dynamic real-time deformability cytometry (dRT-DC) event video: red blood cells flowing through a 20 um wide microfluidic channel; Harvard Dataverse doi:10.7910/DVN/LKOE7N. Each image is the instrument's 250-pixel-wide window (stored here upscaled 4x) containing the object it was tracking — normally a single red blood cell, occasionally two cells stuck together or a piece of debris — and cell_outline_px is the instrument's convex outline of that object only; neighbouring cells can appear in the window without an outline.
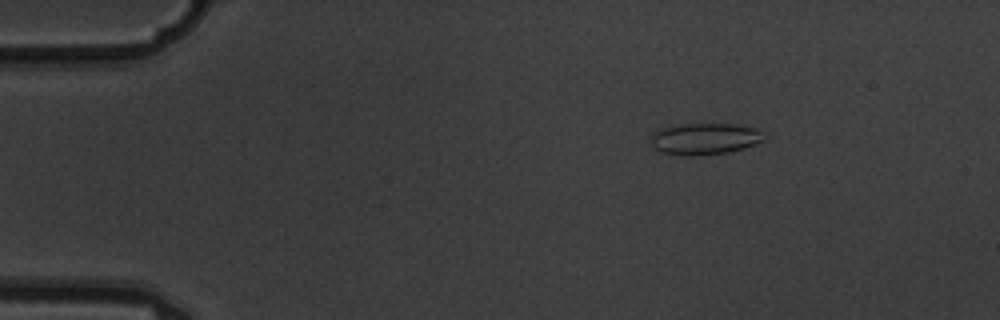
{"species": "common noctule bat (a hibernating species)", "species_latin": "Nyctalus noctula", "temperature_condition": "warm", "stored_images_in_passage": 4, "camera_frame_rate_fps": 3000, "um_per_image_px": 0.085, "animal": {"sex": "male", "body_mass_g": 19.5, "forearm_length_mm": 54.6}, "frame": {"image": 1, "passage_image": 2, "time_ms": 0.333, "image_size_px": [1000, 320], "cell_outline_px": [[764, 140], [756, 144], [744, 148], [728, 152], [692, 156], [688, 156], [660, 152], [652, 144], [652, 132], [664, 128], [680, 124], [732, 124], [756, 128], [760, 132]], "centroid_in_image_um": [59.89, 11.8], "position_along_channel_um": 25.1, "area_um2": 20.52}}